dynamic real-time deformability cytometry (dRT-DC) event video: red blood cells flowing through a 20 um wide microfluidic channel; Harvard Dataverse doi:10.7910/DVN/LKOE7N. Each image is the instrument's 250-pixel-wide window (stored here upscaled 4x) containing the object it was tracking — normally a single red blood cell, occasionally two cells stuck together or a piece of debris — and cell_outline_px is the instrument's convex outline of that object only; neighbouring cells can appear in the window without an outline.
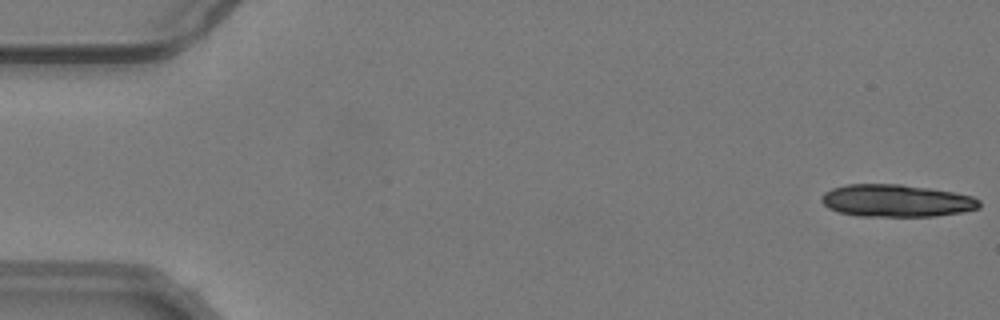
{"species": "common noctule bat (a hibernating species)", "species_latin": "Nyctalus noctula", "temperature_condition": "warm", "stored_images_in_passage": 16, "camera_frame_rate_fps": 3000, "um_per_image_px": 0.085, "animal": {"sex": "male", "body_mass_g": 19.2, "forearm_length_mm": 51.8}, "frame": {"image": 1, "passage_image": 1, "time_ms": 0.0, "image_size_px": [1000, 320], "cell_outline_px": [[980, 208], [964, 212], [936, 216], [856, 216], [840, 212], [828, 208], [820, 200], [820, 196], [824, 192], [832, 188], [848, 184], [900, 184], [928, 188], [952, 192], [972, 196], [980, 200]], "centroid_in_image_um": [76.18, 17.06], "position_along_channel_um": 8.8, "area_um2": 29.88}}